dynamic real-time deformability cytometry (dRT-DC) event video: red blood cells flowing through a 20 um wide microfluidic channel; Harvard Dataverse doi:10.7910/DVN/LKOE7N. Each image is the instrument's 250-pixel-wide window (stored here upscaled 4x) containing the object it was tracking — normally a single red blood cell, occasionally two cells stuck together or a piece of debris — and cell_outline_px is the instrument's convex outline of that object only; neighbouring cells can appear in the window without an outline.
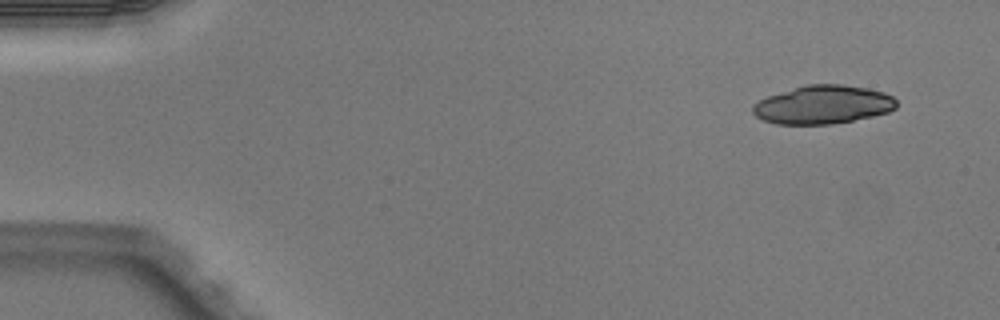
{"species": "Egyptian fruit bat (a non-hibernating species)", "species_latin": "Rousettus aegyptiacus", "temperature_condition": "warm", "stored_images_in_passage": 4, "camera_frame_rate_fps": 3000, "um_per_image_px": 0.085, "animal": {"sex": "male"}, "frame": {"image": 1, "passage_image": 1, "time_ms": 0.0, "image_size_px": [1000, 320], "cell_outline_px": [[896, 108], [888, 112], [872, 116], [832, 124], [776, 124], [764, 120], [756, 116], [752, 112], [752, 104], [768, 96], [808, 84], [844, 84], [868, 88], [884, 92], [892, 96], [896, 100]], "centroid_in_image_um": [69.96, 8.89], "position_along_channel_um": 15.0, "area_um2": 32.08}}